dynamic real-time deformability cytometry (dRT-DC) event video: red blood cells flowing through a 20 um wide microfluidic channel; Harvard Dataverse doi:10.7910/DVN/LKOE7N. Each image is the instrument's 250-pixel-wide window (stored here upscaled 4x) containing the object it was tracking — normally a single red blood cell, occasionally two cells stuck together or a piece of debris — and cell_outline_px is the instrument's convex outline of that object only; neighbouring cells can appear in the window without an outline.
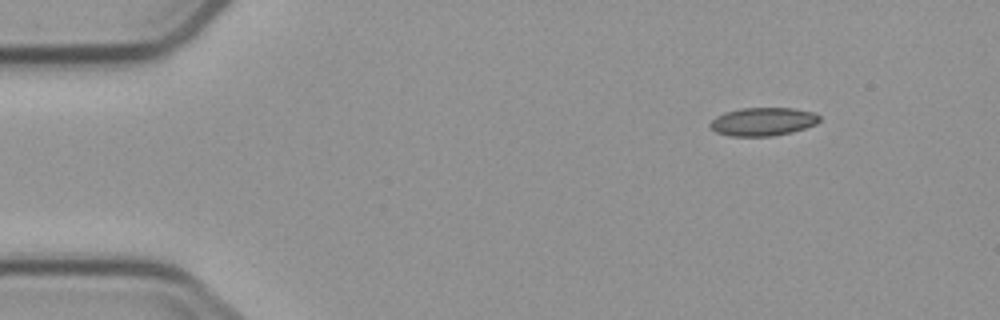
{"species": "common noctule bat (a hibernating species)", "species_latin": "Nyctalus noctula", "temperature_condition": "cold", "stored_images_in_passage": 7, "camera_frame_rate_fps": 3000, "um_per_image_px": 0.085, "animal": {"sex": "male", "body_mass_g": 23.1, "forearm_length_mm": 52.7}, "frame": {"image": 1, "passage_image": 1, "time_ms": 0.0, "image_size_px": [1000, 320], "cell_outline_px": [[820, 120], [816, 124], [792, 132], [772, 136], [728, 136], [716, 132], [708, 124], [716, 116], [724, 112], [740, 108], [792, 108], [816, 112], [820, 116]], "centroid_in_image_um": [64.85, 10.33], "position_along_channel_um": 20.1, "area_um2": 18.15}}
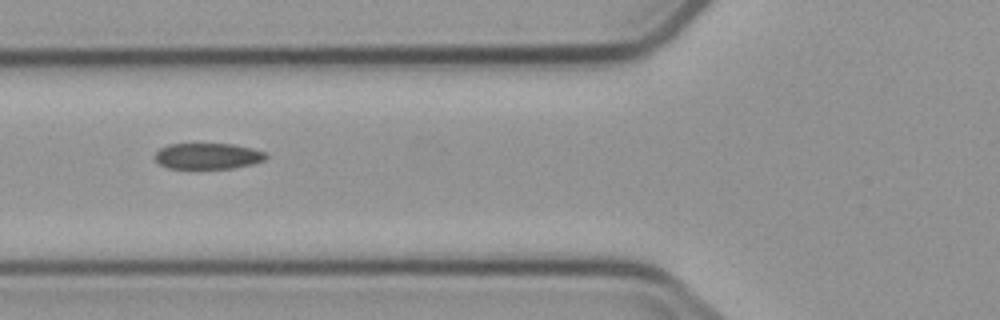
{"frame": {"image": 2, "passage_image": 5, "time_ms": 4.667, "image_size_px": [1000, 320], "cell_outline_px": [[268, 156], [264, 160], [252, 164], [232, 168], [168, 168], [160, 164], [156, 160], [156, 152], [160, 148], [168, 144], [232, 144], [252, 148], [264, 152]], "centroid_in_image_um": [17.67, 13.26], "position_along_channel_um": 108.1, "area_um2": 16.65}}
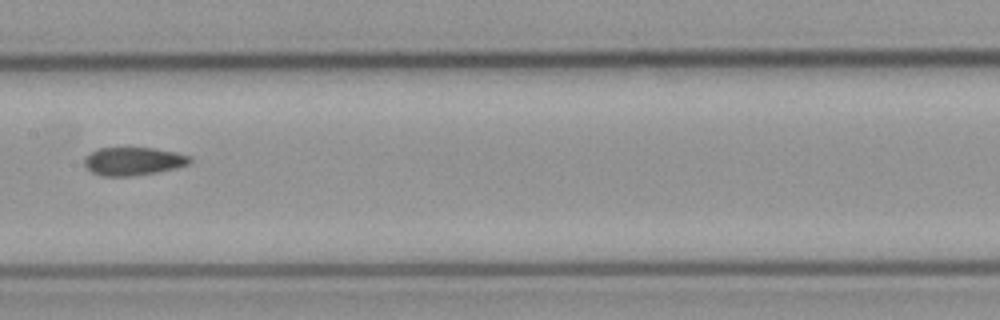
{"frame": {"image": 3, "passage_image": 7, "time_ms": 7.0, "image_size_px": [1000, 320], "cell_outline_px": [[192, 160], [188, 164], [176, 168], [156, 172], [128, 176], [100, 176], [92, 172], [84, 164], [84, 156], [96, 148], [152, 148], [176, 152], [192, 156]], "centroid_in_image_um": [11.31, 13.7], "position_along_channel_um": 196.1, "area_um2": 17.34}}